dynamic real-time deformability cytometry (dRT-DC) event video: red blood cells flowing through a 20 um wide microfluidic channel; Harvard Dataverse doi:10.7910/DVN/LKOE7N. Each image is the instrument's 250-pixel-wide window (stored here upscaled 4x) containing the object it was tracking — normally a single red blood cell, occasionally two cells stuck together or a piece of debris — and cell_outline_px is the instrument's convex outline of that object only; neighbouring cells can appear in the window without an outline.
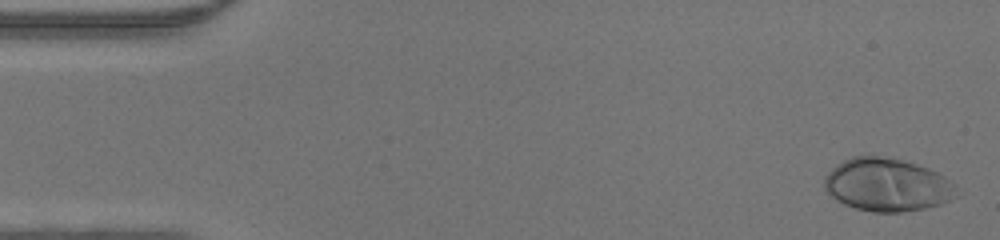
{"species": "human", "species_latin": "Homo sapiens", "temperature_condition": "warm", "stored_images_in_passage": 46, "camera_frame_rate_fps": 3000, "um_per_image_px": 0.085, "donor": {"sex": "male"}, "frame": {"image": 1, "passage_image": 1, "time_ms": 0.0, "image_size_px": [1000, 240], "cell_outline_px": [[960, 196], [952, 200], [940, 204], [924, 208], [900, 212], [872, 212], [856, 208], [844, 204], [836, 200], [824, 188], [824, 176], [836, 164], [852, 156], [876, 156], [900, 160], [916, 164], [928, 168], [944, 176], [956, 184]], "centroid_in_image_um": [75.43, 15.72], "position_along_channel_um": 9.6, "area_um2": 40.92}}
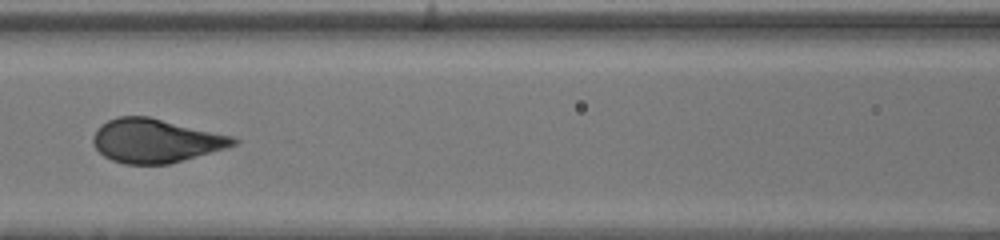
{"frame": {"image": 2, "passage_image": 20, "time_ms": 6.333, "image_size_px": [1000, 240], "cell_outline_px": [[240, 140], [236, 144], [224, 148], [168, 164], [124, 164], [112, 160], [104, 156], [96, 148], [92, 140], [92, 136], [96, 128], [108, 120], [116, 116], [148, 116], [232, 136]], "centroid_in_image_um": [13.17, 11.95], "position_along_channel_um": 153.4, "area_um2": 35.49}}
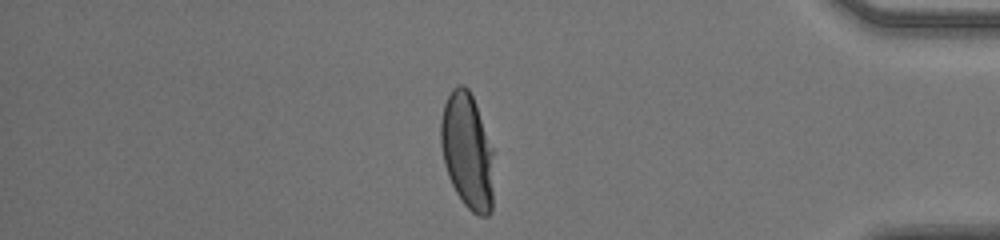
{"frame": {"image": 3, "passage_image": 39, "time_ms": 12.667, "image_size_px": [1000, 240], "cell_outline_px": [[492, 212], [488, 216], [480, 216], [472, 212], [464, 204], [456, 192], [448, 176], [444, 164], [440, 144], [440, 120], [444, 104], [452, 88], [456, 84], [464, 84], [468, 88], [476, 104], [492, 148]], "centroid_in_image_um": [39.69, 12.82], "position_along_channel_um": 395.5, "area_um2": 35.78}}